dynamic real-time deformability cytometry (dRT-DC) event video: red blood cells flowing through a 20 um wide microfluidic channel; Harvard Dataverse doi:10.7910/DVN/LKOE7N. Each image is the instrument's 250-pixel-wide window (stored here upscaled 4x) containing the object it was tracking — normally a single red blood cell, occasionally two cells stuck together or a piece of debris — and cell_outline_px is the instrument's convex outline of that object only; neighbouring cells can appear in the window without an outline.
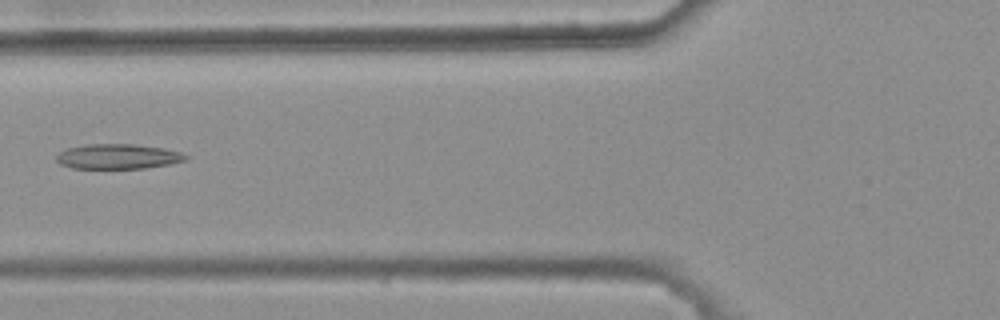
{"species": "common noctule bat (a hibernating species)", "species_latin": "Nyctalus noctula", "temperature_condition": "warm", "stored_images_in_passage": 6, "camera_frame_rate_fps": 3000, "um_per_image_px": 0.085, "animal": {"sex": "female", "body_mass_g": 25.1}, "frame": {"image": 1, "passage_image": 6, "time_ms": 1.667, "image_size_px": [1000, 320], "cell_outline_px": [[188, 160], [168, 164], [144, 168], [72, 168], [60, 164], [56, 160], [56, 156], [60, 152], [68, 148], [88, 144], [136, 144], [164, 148], [180, 152], [188, 156]], "centroid_in_image_um": [10.04, 13.3], "position_along_channel_um": 115.8, "area_um2": 18.73}}